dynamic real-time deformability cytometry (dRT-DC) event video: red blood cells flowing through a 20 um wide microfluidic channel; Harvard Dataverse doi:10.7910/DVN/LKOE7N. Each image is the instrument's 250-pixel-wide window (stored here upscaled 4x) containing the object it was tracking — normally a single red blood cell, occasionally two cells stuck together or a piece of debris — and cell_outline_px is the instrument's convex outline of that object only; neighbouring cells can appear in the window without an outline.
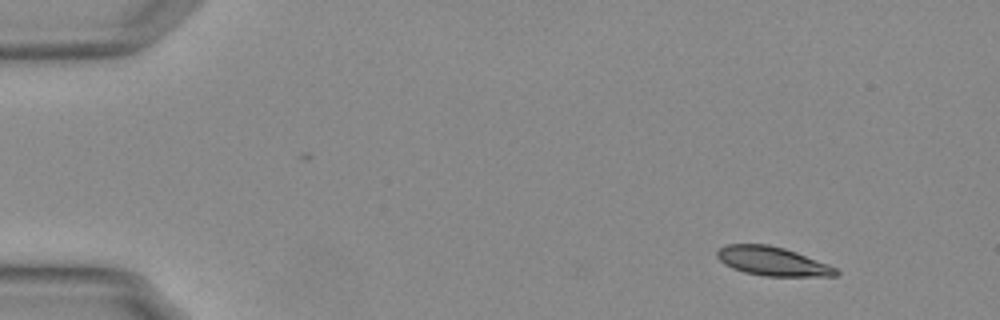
{"species": "Egyptian fruit bat (a non-hibernating species)", "species_latin": "Rousettus aegyptiacus", "temperature_condition": "warm", "stored_images_in_passage": 50, "camera_frame_rate_fps": 3000, "um_per_image_px": 0.085, "animal": {"sex": "female"}, "frame": {"image": 1, "passage_image": 1, "time_ms": 0.0, "image_size_px": [1000, 320], "cell_outline_px": [[840, 272], [836, 276], [764, 276], [744, 272], [732, 268], [724, 264], [716, 256], [716, 248], [728, 244], [768, 244], [784, 248], [796, 252], [828, 264], [836, 268]], "centroid_in_image_um": [65.62, 22.2], "position_along_channel_um": 19.4, "area_um2": 20.11}}
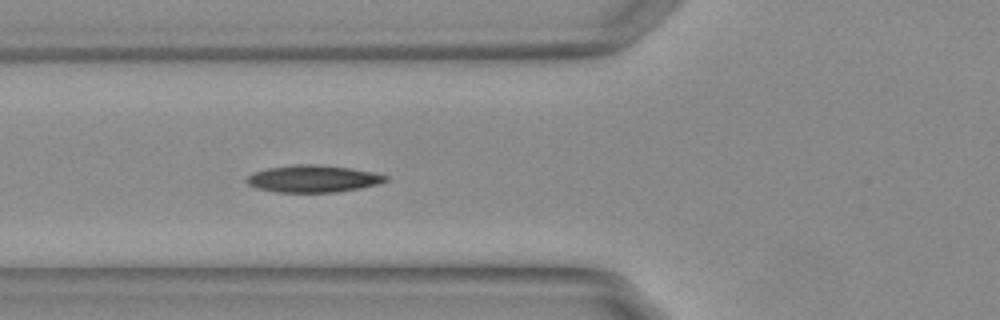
{"frame": {"image": 2, "passage_image": 16, "time_ms": 5.0, "image_size_px": [1000, 320], "cell_outline_px": [[388, 180], [376, 184], [360, 188], [336, 192], [276, 192], [256, 188], [248, 184], [244, 180], [252, 172], [268, 168], [296, 164], [304, 164], [348, 168], [372, 172], [388, 176]], "centroid_in_image_um": [26.55, 15.2], "position_along_channel_um": 99.2, "area_um2": 21.68}}
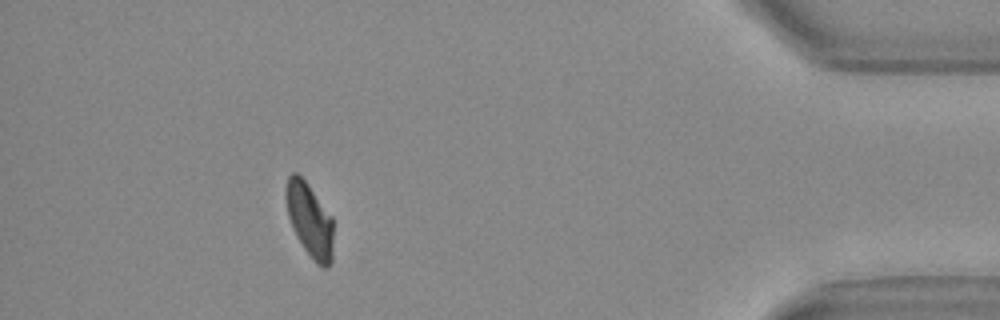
{"frame": {"image": 3, "passage_image": 45, "time_ms": 14.667, "image_size_px": [1000, 320], "cell_outline_px": [[332, 264], [328, 268], [324, 268], [316, 264], [304, 248], [288, 216], [284, 196], [284, 192], [288, 176], [292, 172], [296, 172], [304, 180], [332, 216]], "centroid_in_image_um": [26.31, 18.7], "position_along_channel_um": 408.9, "area_um2": 20.23}, "authors_computed_cell_mechanics": {"area_um2": 21.1837, "velocity_mm_per_s": 3.7287, "shape_relaxation_time_tau1_ms": 6.0868, "shape_relaxation_time_tau2_ms": 5.5037, "deformation_change_tau1": 0.1841, "deformation_change_tau2": 0.0894}}